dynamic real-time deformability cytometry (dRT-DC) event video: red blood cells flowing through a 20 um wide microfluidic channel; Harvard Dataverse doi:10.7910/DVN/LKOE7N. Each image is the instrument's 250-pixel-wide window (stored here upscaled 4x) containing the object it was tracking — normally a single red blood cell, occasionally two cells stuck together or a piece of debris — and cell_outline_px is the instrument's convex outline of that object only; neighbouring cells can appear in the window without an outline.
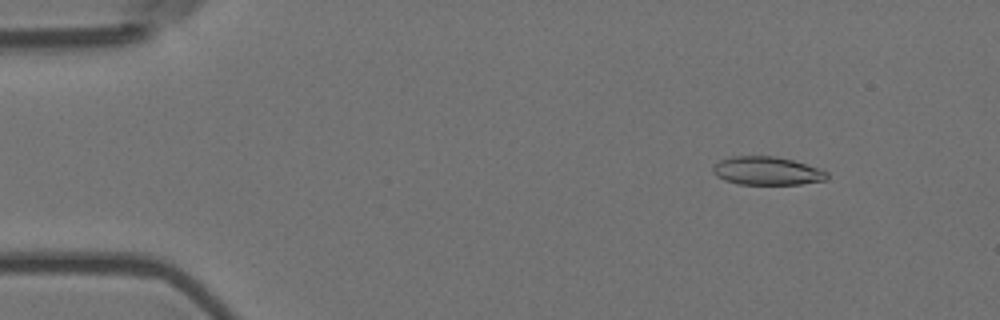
{"species": "Egyptian fruit bat (a non-hibernating species)", "species_latin": "Rousettus aegyptiacus", "temperature_condition": "room temperature", "stored_images_in_passage": 4, "camera_frame_rate_fps": 3000, "um_per_image_px": 0.085, "animal": {"sex": "female"}, "frame": {"image": 1, "passage_image": 2, "time_ms": 0.333, "image_size_px": [1000, 320], "cell_outline_px": [[828, 180], [800, 184], [736, 184], [724, 180], [716, 176], [712, 172], [712, 164], [720, 160], [732, 156], [776, 156], [792, 160], [828, 172]], "centroid_in_image_um": [65.14, 14.53], "position_along_channel_um": 19.9, "area_um2": 18.9}}
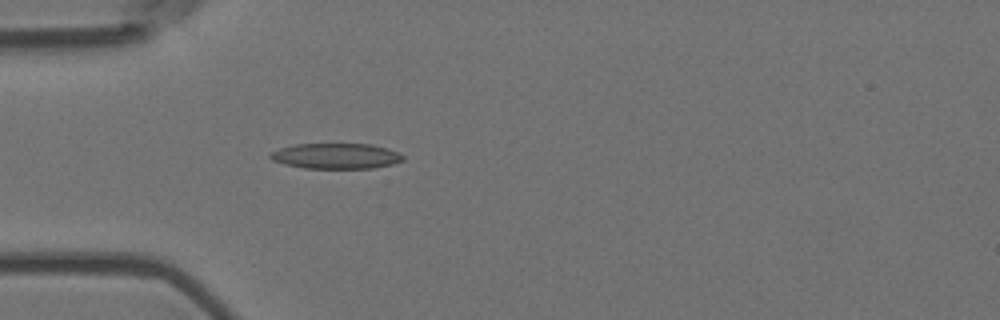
{"frame": {"image": 2, "passage_image": 4, "time_ms": 1.0, "image_size_px": [1000, 320], "cell_outline_px": [[404, 160], [392, 164], [372, 168], [304, 168], [284, 164], [272, 160], [268, 156], [272, 152], [280, 148], [296, 144], [372, 144], [388, 148], [404, 156]], "centroid_in_image_um": [28.56, 13.26], "position_along_channel_um": 56.4, "area_um2": 19.65}}